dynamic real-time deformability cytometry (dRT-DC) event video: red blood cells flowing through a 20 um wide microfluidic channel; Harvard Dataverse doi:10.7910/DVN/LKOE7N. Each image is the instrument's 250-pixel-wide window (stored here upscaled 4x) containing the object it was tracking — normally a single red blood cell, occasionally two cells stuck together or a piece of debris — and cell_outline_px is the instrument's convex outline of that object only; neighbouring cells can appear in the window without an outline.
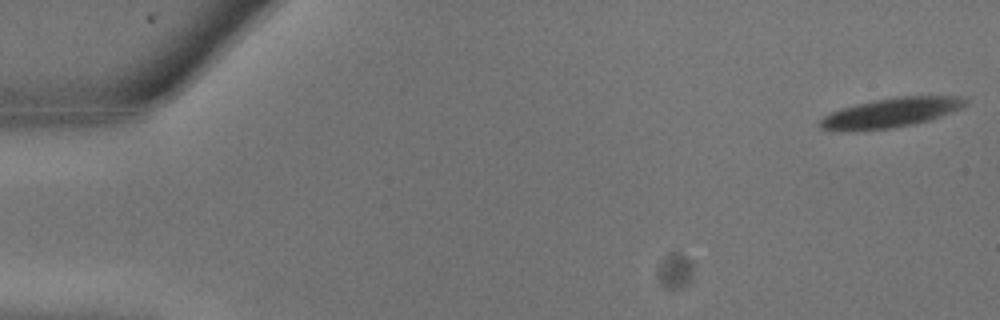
{"species": "common noctule bat (a hibernating species)", "species_latin": "Nyctalus noctula", "temperature_condition": "warm", "stored_images_in_passage": 8, "camera_frame_rate_fps": 3000, "um_per_image_px": 0.085, "animal": {"sex": "male", "body_mass_g": 13.3}, "frame": {"image": 1, "passage_image": 1, "time_ms": 0.0, "image_size_px": [1000, 320], "cell_outline_px": [[968, 104], [964, 108], [916, 124], [892, 128], [820, 128], [816, 124], [824, 116], [832, 112], [856, 104], [896, 96], [968, 96]], "centroid_in_image_um": [75.91, 9.52], "position_along_channel_um": 9.1, "area_um2": 24.28}}
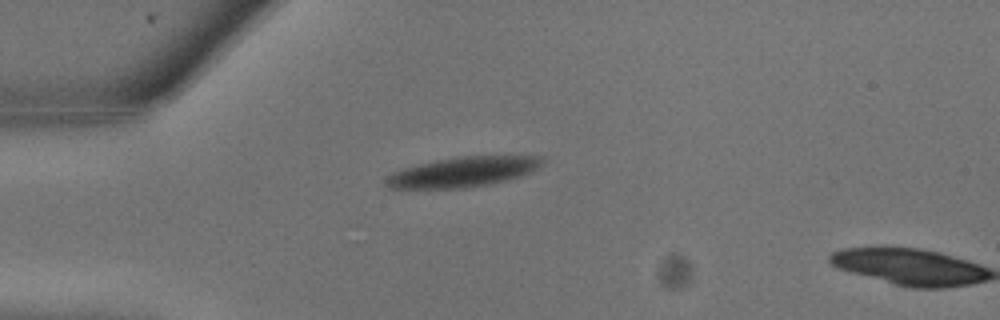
{"frame": {"image": 2, "passage_image": 7, "time_ms": 2.0, "image_size_px": [1000, 320], "cell_outline_px": [[544, 164], [520, 176], [488, 184], [464, 188], [388, 188], [384, 184], [384, 180], [392, 172], [404, 168], [436, 160], [464, 156], [544, 156]], "centroid_in_image_um": [39.33, 14.61], "position_along_channel_um": 45.7, "area_um2": 26.99}}